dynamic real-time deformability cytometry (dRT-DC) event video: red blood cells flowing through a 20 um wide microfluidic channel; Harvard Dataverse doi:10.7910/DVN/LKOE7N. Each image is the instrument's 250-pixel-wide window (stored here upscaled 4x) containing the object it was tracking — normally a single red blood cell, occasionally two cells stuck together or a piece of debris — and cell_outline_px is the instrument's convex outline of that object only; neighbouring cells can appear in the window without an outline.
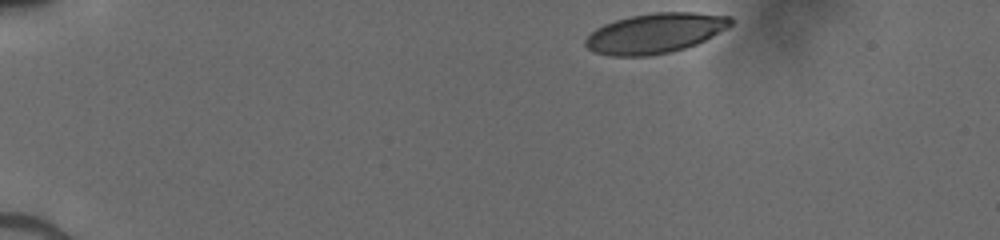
{"species": "human", "species_latin": "Homo sapiens", "temperature_condition": "cold", "stored_images_in_passage": 36, "camera_frame_rate_fps": 3000, "um_per_image_px": 0.085, "donor": {"sex": "male"}, "frame": {"image": 1, "passage_image": 1, "time_ms": 0.0, "image_size_px": [1000, 240], "cell_outline_px": [[732, 24], [728, 28], [696, 44], [684, 48], [652, 56], [612, 56], [596, 52], [588, 48], [584, 44], [584, 40], [596, 28], [604, 24], [616, 20], [632, 16], [656, 12], [692, 12], [732, 16]], "centroid_in_image_um": [55.7, 2.82], "position_along_channel_um": 29.3, "area_um2": 33.7}}
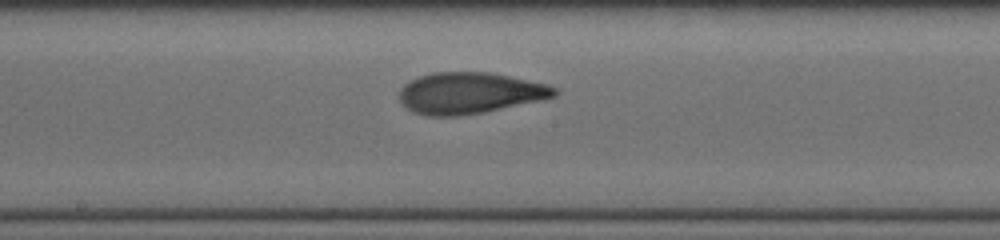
{"frame": {"image": 2, "passage_image": 21, "time_ms": 6.667, "image_size_px": [1000, 240], "cell_outline_px": [[560, 92], [556, 96], [484, 112], [460, 116], [428, 116], [412, 112], [400, 100], [400, 88], [404, 84], [420, 76], [432, 72], [488, 72], [508, 76], [544, 84], [556, 88]], "centroid_in_image_um": [39.89, 7.91], "position_along_channel_um": 208.3, "area_um2": 36.93}}
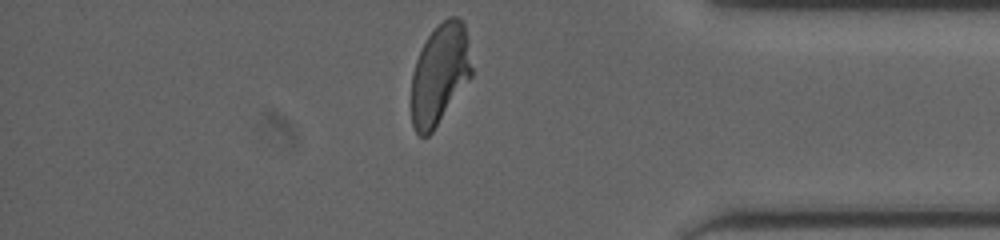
{"frame": {"image": 3, "passage_image": 36, "time_ms": 11.667, "image_size_px": [1000, 240], "cell_outline_px": [[472, 76], [432, 132], [428, 136], [420, 136], [416, 132], [412, 124], [412, 72], [416, 60], [428, 36], [448, 16], [456, 16], [464, 20], [468, 40], [472, 68]], "centroid_in_image_um": [37.4, 6.29], "position_along_channel_um": 397.8, "area_um2": 35.14}}